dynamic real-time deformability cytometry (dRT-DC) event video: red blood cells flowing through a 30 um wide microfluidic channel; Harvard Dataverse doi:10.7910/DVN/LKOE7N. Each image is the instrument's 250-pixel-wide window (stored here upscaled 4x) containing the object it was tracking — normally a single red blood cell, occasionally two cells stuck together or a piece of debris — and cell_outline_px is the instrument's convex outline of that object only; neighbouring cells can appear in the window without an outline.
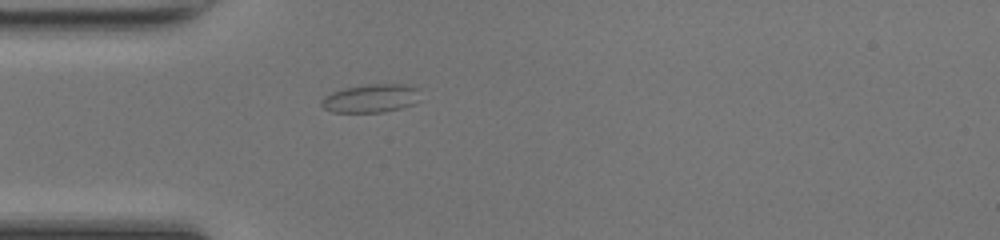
{"species": "common noctule bat (a hibernating species)", "species_latin": "Nyctalus noctula", "temperature_condition": "room temperature", "stored_images_in_passage": 36, "camera_frame_rate_fps": 3000, "um_per_image_px": 0.085, "animal": {"sex": "female", "body_mass_g": 17.0, "forearm_length_mm": 48.0}, "frame": {"image": 1, "passage_image": 1, "time_ms": 0.0, "image_size_px": [1000, 240], "cell_outline_px": [[420, 100], [416, 104], [384, 112], [332, 112], [324, 108], [320, 104], [320, 100], [324, 96], [332, 92], [344, 88], [368, 84], [416, 84], [420, 88]], "centroid_in_image_um": [31.61, 8.34], "position_along_channel_um": 53.4, "area_um2": 16.82}}
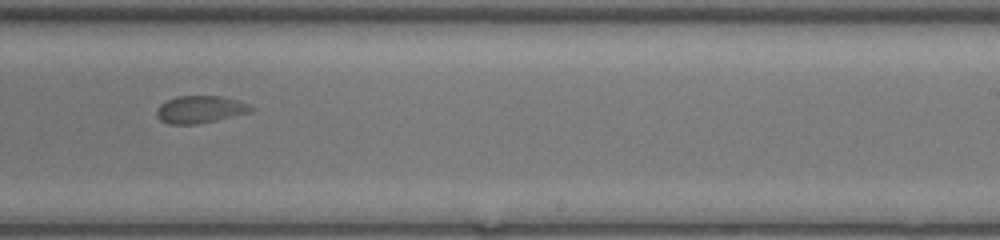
{"frame": {"image": 2, "passage_image": 17, "time_ms": 5.333, "image_size_px": [1000, 240], "cell_outline_px": [[256, 108], [252, 112], [216, 120], [196, 124], [168, 124], [160, 120], [156, 116], [156, 108], [160, 104], [176, 96], [220, 96], [236, 100], [248, 104]], "centroid_in_image_um": [17.0, 9.3], "position_along_channel_um": 272.0, "area_um2": 15.09}}
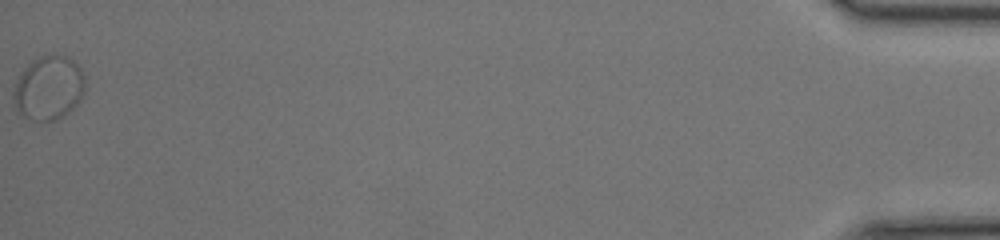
{"frame": {"image": 3, "passage_image": 36, "time_ms": 11.667, "image_size_px": [1000, 240], "cell_outline_px": [[84, 92], [80, 100], [68, 112], [56, 120], [32, 120], [24, 116], [16, 108], [12, 96], [12, 92], [20, 72], [32, 60], [40, 56], [52, 52], [56, 52], [68, 56], [80, 68], [84, 76]], "centroid_in_image_um": [4.13, 7.42], "position_along_channel_um": 431.1, "area_um2": 26.93}}